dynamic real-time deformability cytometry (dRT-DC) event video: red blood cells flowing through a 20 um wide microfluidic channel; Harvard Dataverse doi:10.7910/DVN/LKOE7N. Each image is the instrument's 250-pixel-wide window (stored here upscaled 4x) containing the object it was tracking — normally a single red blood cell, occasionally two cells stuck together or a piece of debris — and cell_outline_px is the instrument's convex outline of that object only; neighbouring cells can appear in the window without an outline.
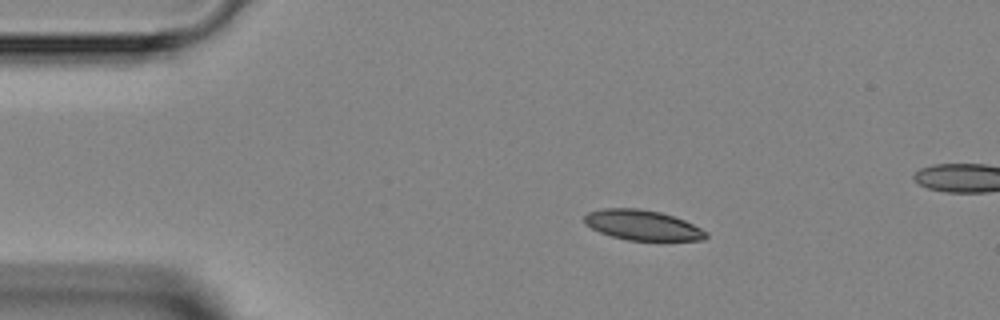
{"species": "Egyptian fruit bat (a non-hibernating species)", "species_latin": "Rousettus aegyptiacus", "temperature_condition": "room temperature", "stored_images_in_passage": 3, "camera_frame_rate_fps": 3000, "um_per_image_px": 0.085, "animal": {"sex": "female"}, "frame": {"image": 1, "passage_image": 1, "time_ms": 0.0, "image_size_px": [1000, 320], "cell_outline_px": [[708, 236], [704, 240], [628, 240], [612, 236], [600, 232], [584, 224], [584, 216], [588, 212], [604, 208], [636, 208], [660, 212], [684, 220], [708, 232]], "centroid_in_image_um": [54.6, 19.13], "position_along_channel_um": 30.4, "area_um2": 21.21}}
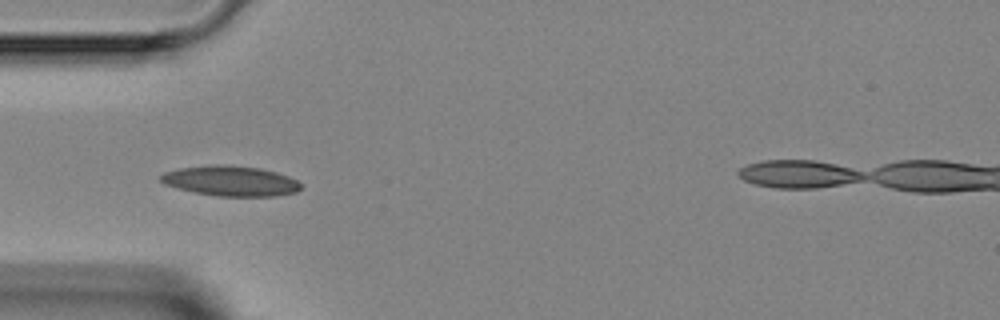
{"frame": {"image": 2, "passage_image": 2, "time_ms": 2.0, "image_size_px": [1000, 320], "cell_outline_px": [[300, 188], [296, 192], [276, 196], [220, 196], [196, 192], [164, 184], [160, 180], [160, 176], [164, 172], [180, 168], [212, 164], [228, 164], [260, 168], [276, 172], [288, 176], [296, 180], [300, 184]], "centroid_in_image_um": [19.61, 15.36], "position_along_channel_um": 65.4, "area_um2": 24.51}}
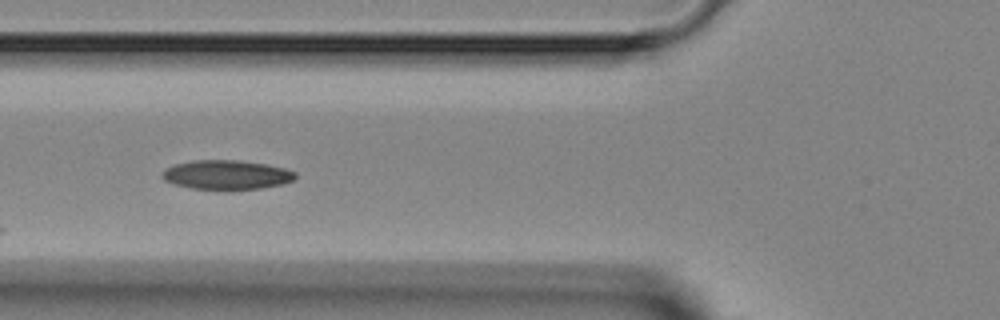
{"frame": {"image": 3, "passage_image": 3, "time_ms": 3.0, "image_size_px": [1000, 320], "cell_outline_px": [[296, 176], [292, 180], [280, 184], [260, 188], [228, 192], [192, 188], [172, 184], [164, 180], [160, 176], [168, 168], [176, 164], [192, 160], [240, 160], [264, 164], [284, 168], [296, 172]], "centroid_in_image_um": [19.24, 14.89], "position_along_channel_um": 106.6, "area_um2": 23.12}}